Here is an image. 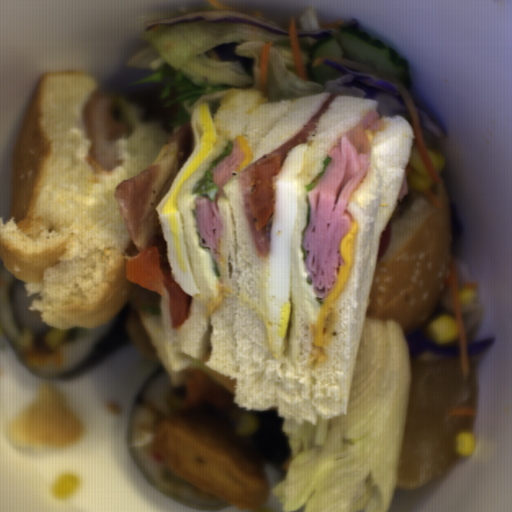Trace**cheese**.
Instances as JSON below:
<instances>
[{
    "mask_svg": "<svg viewBox=\"0 0 512 512\" xmlns=\"http://www.w3.org/2000/svg\"><path fill=\"white\" fill-rule=\"evenodd\" d=\"M357 233L358 223L352 221L349 232L341 238L339 252L344 264L339 267L337 284L328 297L322 301L317 321L312 323L310 365L314 363L317 366L320 362L325 361L324 348L335 330L338 319L335 303L339 294L344 291L349 280L350 270L354 265V238Z\"/></svg>",
    "mask_w": 512,
    "mask_h": 512,
    "instance_id": "39d9744d",
    "label": "cheese"
},
{
    "mask_svg": "<svg viewBox=\"0 0 512 512\" xmlns=\"http://www.w3.org/2000/svg\"><path fill=\"white\" fill-rule=\"evenodd\" d=\"M236 138H237V142H238L240 150L243 151L245 154L242 164L238 167V169L236 171V172H238L241 169H243L247 164L252 162L254 155H253L250 145L248 144V142L246 141V139L243 135L239 134V135H237Z\"/></svg>",
    "mask_w": 512,
    "mask_h": 512,
    "instance_id": "9ae1461e",
    "label": "cheese"
}]
</instances>
